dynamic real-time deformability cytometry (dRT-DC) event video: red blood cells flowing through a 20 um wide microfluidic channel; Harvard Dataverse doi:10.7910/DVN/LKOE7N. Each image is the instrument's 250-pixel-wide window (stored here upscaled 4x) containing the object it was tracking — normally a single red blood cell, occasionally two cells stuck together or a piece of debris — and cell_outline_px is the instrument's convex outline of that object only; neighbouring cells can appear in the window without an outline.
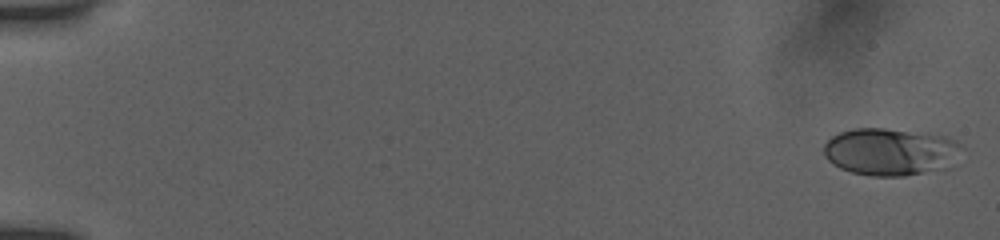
{"species": "human", "species_latin": "Homo sapiens", "temperature_condition": "room temperature", "stored_images_in_passage": 53, "camera_frame_rate_fps": 3000, "um_per_image_px": 0.085, "donor": {"sex": "female"}, "frame": {"image": 1, "passage_image": 1, "time_ms": 0.0, "image_size_px": [1000, 240], "cell_outline_px": [[964, 148], [948, 168], [904, 176], [872, 176], [852, 172], [840, 168], [828, 160], [824, 156], [824, 144], [832, 136], [840, 132], [856, 128], [884, 128], [924, 132], [948, 136], [956, 140]], "centroid_in_image_um": [75.72, 12.89], "position_along_channel_um": 9.3, "area_um2": 38.44}}
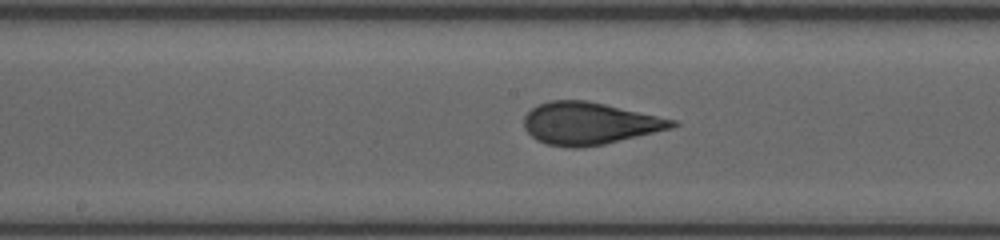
{"frame": {"image": 2, "passage_image": 29, "time_ms": 9.333, "image_size_px": [1000, 240], "cell_outline_px": [[680, 124], [672, 128], [604, 144], [580, 148], [572, 148], [548, 144], [536, 140], [524, 128], [524, 116], [532, 108], [540, 104], [552, 100], [584, 100], [604, 104], [676, 120]], "centroid_in_image_um": [50.08, 10.5], "position_along_channel_um": 198.1, "area_um2": 36.13}}
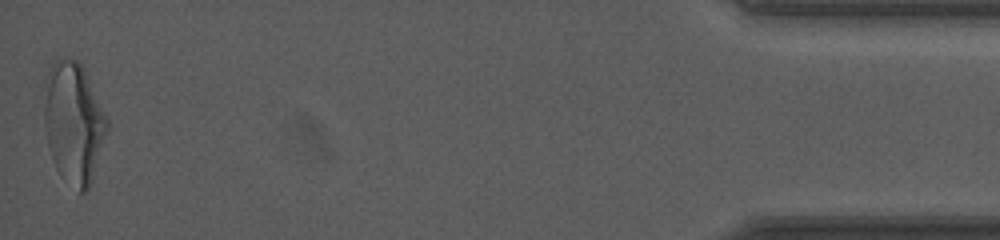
{"frame": {"image": 3, "passage_image": 53, "time_ms": 17.333, "image_size_px": [1000, 240], "cell_outline_px": [[108, 128], [88, 188], [84, 192], [80, 192], [60, 176], [52, 160], [48, 144], [44, 124], [44, 80], [52, 60], [56, 56], [60, 56], [76, 60], [84, 68], [108, 120]], "centroid_in_image_um": [6.21, 10.34], "position_along_channel_um": 429.0, "area_um2": 44.39}, "authors_computed_cell_mechanics": {"area_um2": 35.8938, "velocity_mm_per_s": 3.9088, "shape_relaxation_time_tau1_ms": 5.5856, "shape_relaxation_time_tau2_ms": 0.7084, "deformation_change_tau1": 0.2138, "deformation_change_tau2": 0.0776}}